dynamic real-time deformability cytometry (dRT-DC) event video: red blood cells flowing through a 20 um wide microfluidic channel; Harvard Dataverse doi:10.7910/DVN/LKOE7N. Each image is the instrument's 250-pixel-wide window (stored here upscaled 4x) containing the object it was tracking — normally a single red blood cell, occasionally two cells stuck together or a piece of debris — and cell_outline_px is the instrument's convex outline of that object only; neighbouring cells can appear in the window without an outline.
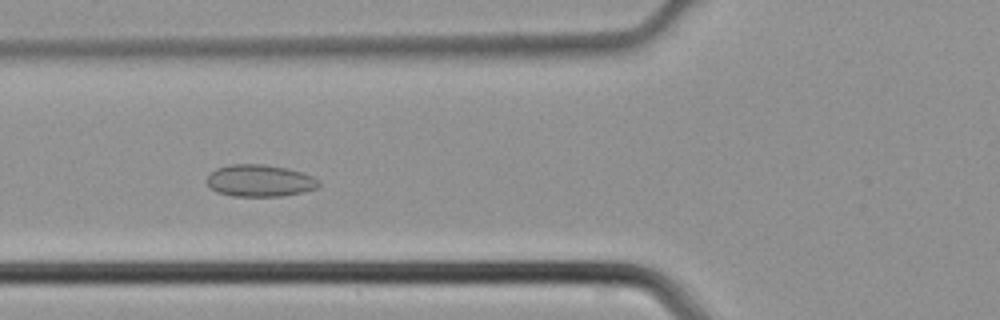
{"species": "common noctule bat (a hibernating species)", "species_latin": "Nyctalus noctula", "temperature_condition": "cold", "stored_images_in_passage": 46, "camera_frame_rate_fps": 3000, "um_per_image_px": 0.085, "animal": {"sex": "male", "body_mass_g": 21.5, "forearm_length_mm": 52.0}, "frame": {"image": 1, "passage_image": 18, "time_ms": 5.667, "image_size_px": [1000, 320], "cell_outline_px": [[320, 184], [316, 188], [304, 192], [280, 196], [232, 196], [216, 192], [208, 188], [204, 180], [216, 168], [228, 164], [264, 164], [288, 168], [312, 176], [320, 180]], "centroid_in_image_um": [22.03, 15.36], "position_along_channel_um": 103.8, "area_um2": 21.15}}
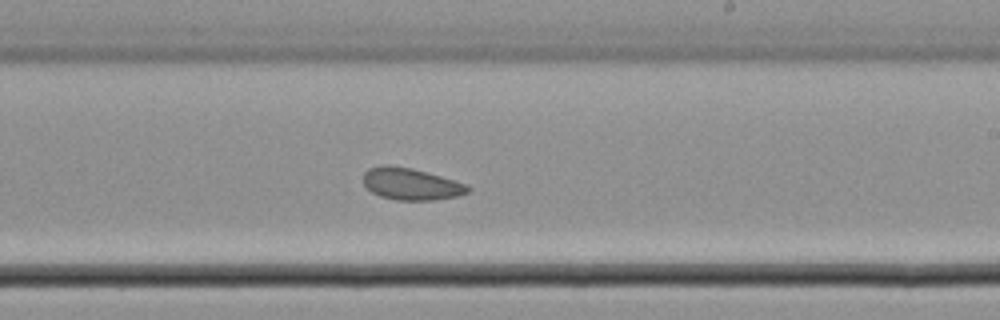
{"frame": {"image": 2, "passage_image": 28, "time_ms": 9.0, "image_size_px": [1000, 320], "cell_outline_px": [[472, 188], [468, 192], [456, 196], [432, 200], [396, 200], [380, 196], [372, 192], [364, 184], [364, 172], [368, 168], [380, 164], [388, 164], [412, 168], [468, 184]], "centroid_in_image_um": [34.92, 15.62], "position_along_channel_um": 254.1, "area_um2": 19.48}}
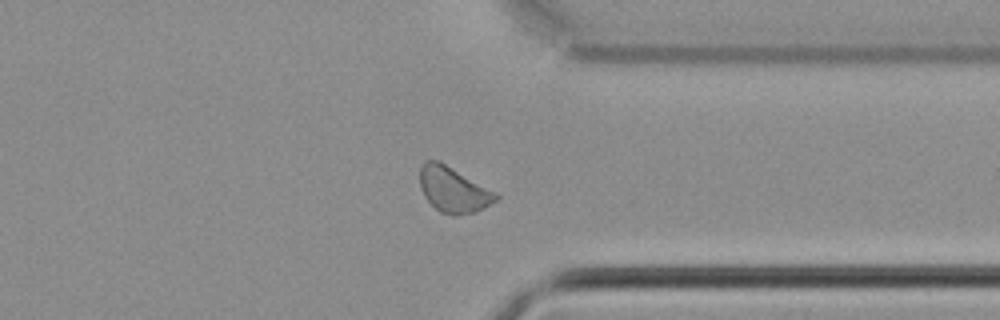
{"frame": {"image": 3, "passage_image": 36, "time_ms": 11.667, "image_size_px": [1000, 320], "cell_outline_px": [[500, 196], [496, 200], [484, 208], [460, 216], [452, 216], [440, 212], [424, 196], [420, 188], [420, 168], [424, 160], [440, 160], [496, 192]], "centroid_in_image_um": [38.52, 16.11], "position_along_channel_um": 372.9, "area_um2": 20.29}}